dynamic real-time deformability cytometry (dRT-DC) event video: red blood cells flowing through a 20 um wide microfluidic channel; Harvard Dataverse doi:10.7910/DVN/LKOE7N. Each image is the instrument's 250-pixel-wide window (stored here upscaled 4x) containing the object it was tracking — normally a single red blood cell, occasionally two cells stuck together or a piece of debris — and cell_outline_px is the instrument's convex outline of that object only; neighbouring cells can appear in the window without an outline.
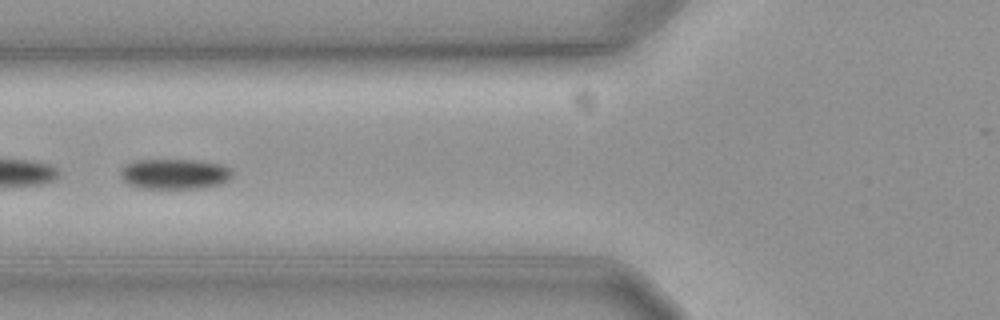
{"species": "common noctule bat (a hibernating species)", "species_latin": "Nyctalus noctula", "temperature_condition": "cold", "stored_images_in_passage": 41, "camera_frame_rate_fps": 3000, "um_per_image_px": 0.085, "animal": {"sex": "female", "body_mass_g": 19.3, "forearm_length_mm": 54.1}, "frame": {"image": 1, "passage_image": 7, "time_ms": 2.0, "image_size_px": [1000, 320], "cell_outline_px": [[232, 176], [228, 180], [220, 184], [200, 188], [144, 188], [128, 184], [120, 176], [120, 172], [128, 164], [136, 160], [196, 160], [220, 164], [232, 168]], "centroid_in_image_um": [14.88, 14.78], "position_along_channel_um": 110.9, "area_um2": 19.59}}
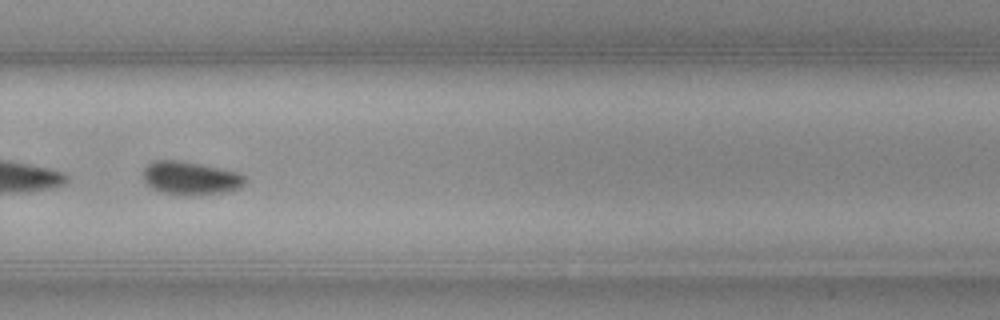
{"frame": {"image": 2, "passage_image": 24, "time_ms": 7.667, "image_size_px": [1000, 320], "cell_outline_px": [[248, 180], [240, 188], [224, 192], [200, 196], [184, 196], [160, 192], [152, 188], [144, 180], [144, 168], [148, 164], [156, 160], [176, 160], [200, 164], [220, 168], [236, 172], [244, 176]], "centroid_in_image_um": [16.21, 15.17], "position_along_channel_um": 313.6, "area_um2": 19.94}, "authors_computed_cell_mechanics": {"area_um2": 20.0566, "velocity_mm_per_s": 3.5823, "shape_relaxation_time_tau1_ms": 4.3281, "shape_relaxation_time_tau2_ms": null, "deformation_change_tau1": 0.0806, "deformation_change_tau2": null}}